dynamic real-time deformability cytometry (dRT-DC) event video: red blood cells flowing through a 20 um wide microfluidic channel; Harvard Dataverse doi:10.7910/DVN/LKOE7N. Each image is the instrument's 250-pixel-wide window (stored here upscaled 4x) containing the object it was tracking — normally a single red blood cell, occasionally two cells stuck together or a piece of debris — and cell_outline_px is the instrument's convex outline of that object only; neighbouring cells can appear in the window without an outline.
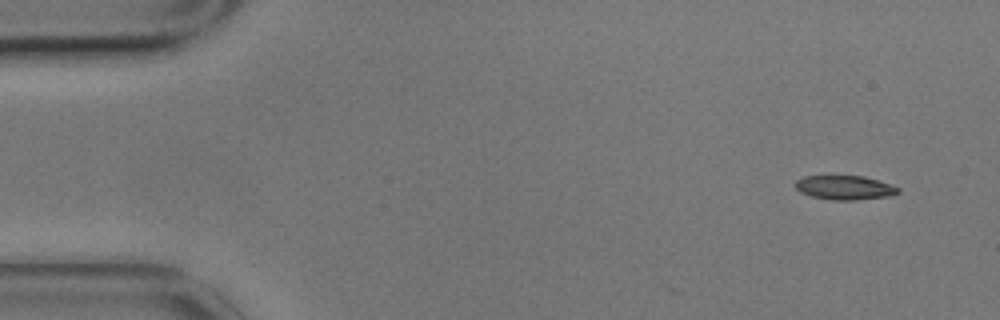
{"species": "common noctule bat (a hibernating species)", "species_latin": "Nyctalus noctula", "temperature_condition": "cold", "stored_images_in_passage": 5, "segment_of_instrument_passage": [2, 2], "camera_frame_rate_fps": 3000, "um_per_image_px": 0.085, "animal": {"sex": "male", "body_mass_g": 17.9}, "frame": {"image": 1, "passage_image": 5, "time_ms": 1.333, "image_size_px": [1000, 320], "cell_outline_px": [[900, 192], [888, 196], [856, 200], [832, 200], [812, 196], [800, 192], [792, 184], [796, 180], [804, 176], [864, 176], [900, 188]], "centroid_in_image_um": [71.75, 15.94], "position_along_channel_um": 13.2, "area_um2": 14.39}}